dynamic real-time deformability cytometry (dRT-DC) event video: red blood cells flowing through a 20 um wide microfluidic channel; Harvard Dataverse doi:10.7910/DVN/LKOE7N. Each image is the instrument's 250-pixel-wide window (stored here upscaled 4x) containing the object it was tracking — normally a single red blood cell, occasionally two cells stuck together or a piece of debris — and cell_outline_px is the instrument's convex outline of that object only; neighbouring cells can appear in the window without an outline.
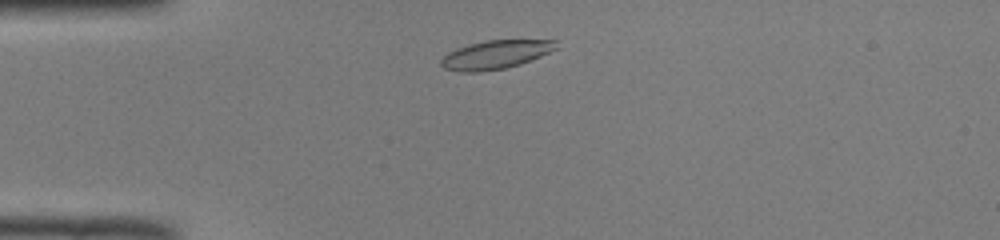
{"species": "common noctule bat (a hibernating species)", "species_latin": "Nyctalus noctula", "temperature_condition": "room temperature", "stored_images_in_passage": 42, "camera_frame_rate_fps": 3000, "um_per_image_px": 0.085, "animal": {"sex": "male", "body_mass_g": 19.0, "forearm_length_mm": 50.8}, "frame": {"image": 1, "passage_image": 4, "time_ms": 1.0, "image_size_px": [1000, 240], "cell_outline_px": [[556, 48], [540, 56], [520, 64], [504, 68], [476, 72], [460, 72], [444, 68], [440, 64], [440, 60], [448, 52], [456, 48], [468, 44], [484, 40], [556, 40]], "centroid_in_image_um": [42.06, 4.64], "position_along_channel_um": 42.9, "area_um2": 19.02}}
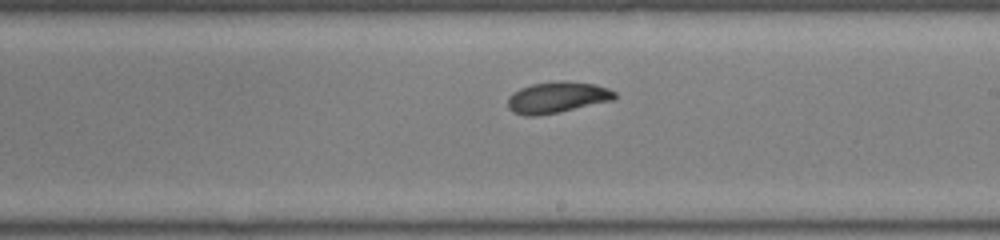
{"frame": {"image": 2, "passage_image": 21, "time_ms": 6.667, "image_size_px": [1000, 240], "cell_outline_px": [[616, 96], [612, 100], [556, 112], [536, 116], [524, 116], [512, 112], [508, 108], [508, 96], [512, 92], [520, 88], [532, 84], [560, 80], [564, 80], [596, 84], [608, 88], [616, 92]], "centroid_in_image_um": [47.32, 8.26], "position_along_channel_um": 241.7, "area_um2": 19.42}}
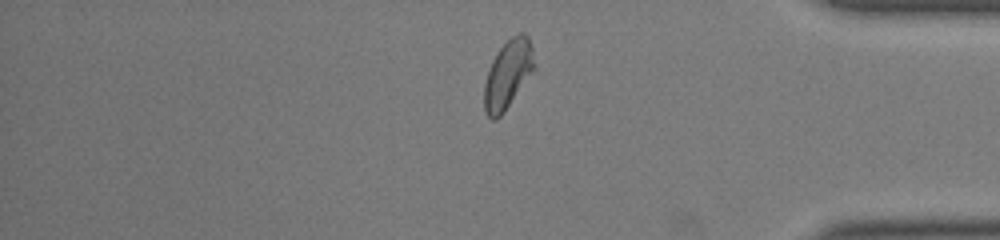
{"frame": {"image": 3, "passage_image": 34, "time_ms": 11.0, "image_size_px": [1000, 240], "cell_outline_px": [[536, 68], [504, 112], [496, 120], [492, 120], [484, 112], [484, 84], [492, 60], [496, 52], [512, 36], [520, 32], [524, 32], [528, 36], [532, 48]], "centroid_in_image_um": [43.18, 6.32], "position_along_channel_um": 392.0, "area_um2": 20.06}, "authors_computed_cell_mechanics": {"area_um2": 19.3919, "velocity_mm_per_s": 3.9647, "shape_relaxation_time_tau1_ms": 3.4493, "shape_relaxation_time_tau2_ms": 2.1561, "deformation_change_tau1": 0.1311, "deformation_change_tau2": 0.0621}}